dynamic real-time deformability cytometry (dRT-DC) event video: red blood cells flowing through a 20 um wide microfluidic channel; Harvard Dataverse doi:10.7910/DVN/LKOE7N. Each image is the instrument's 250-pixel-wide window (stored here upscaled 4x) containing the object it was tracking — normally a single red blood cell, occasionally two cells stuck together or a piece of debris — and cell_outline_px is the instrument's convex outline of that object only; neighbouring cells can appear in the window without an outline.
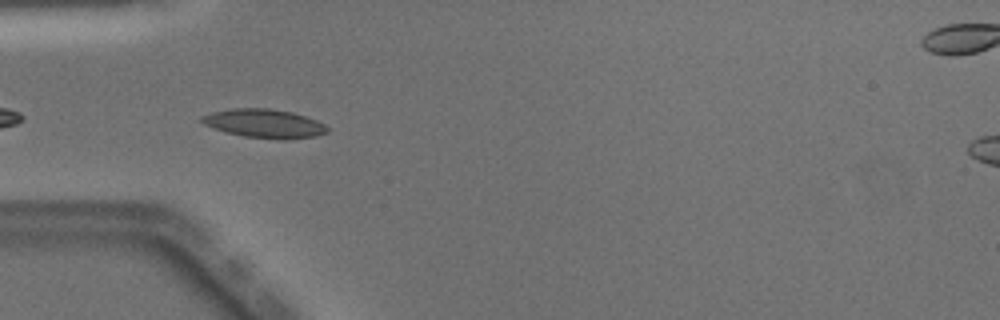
{"species": "Egyptian fruit bat (a non-hibernating species)", "species_latin": "Rousettus aegyptiacus", "temperature_condition": "warm", "stored_images_in_passage": 9, "camera_frame_rate_fps": 3000, "um_per_image_px": 0.085, "animal": {"sex": "male"}, "frame": {"image": 1, "passage_image": 2, "time_ms": 0.333, "image_size_px": [1000, 320], "cell_outline_px": [[328, 132], [316, 136], [284, 140], [280, 140], [244, 136], [224, 132], [212, 128], [204, 124], [200, 120], [200, 116], [212, 112], [232, 108], [268, 108], [292, 112], [316, 120], [324, 124], [328, 128]], "centroid_in_image_um": [22.44, 10.5], "position_along_channel_um": 62.6, "area_um2": 21.15}}